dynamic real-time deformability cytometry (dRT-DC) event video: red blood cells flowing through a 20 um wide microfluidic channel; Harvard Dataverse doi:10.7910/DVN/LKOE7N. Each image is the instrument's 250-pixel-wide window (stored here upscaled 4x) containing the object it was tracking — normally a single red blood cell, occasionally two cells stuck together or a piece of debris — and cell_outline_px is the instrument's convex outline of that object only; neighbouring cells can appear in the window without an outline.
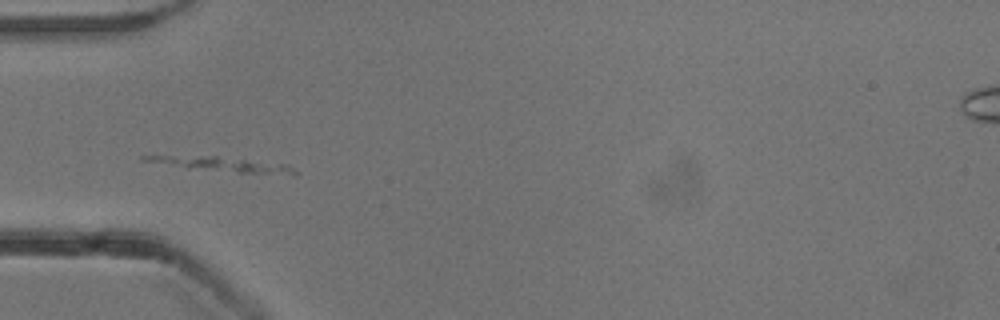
{"species": "common noctule bat (a hibernating species)", "species_latin": "Nyctalus noctula", "temperature_condition": "cold", "stored_images_in_passage": 21, "camera_frame_rate_fps": 3000, "um_per_image_px": 0.085, "animal": {"sex": "male", "body_mass_g": 13.3}, "frame": {"image": 1, "passage_image": 9, "time_ms": 2.667, "image_size_px": [1000, 320], "cell_outline_px": [[296, 176], [236, 172], [188, 168], [140, 160], [140, 156], [216, 156], [288, 164], [296, 172]], "centroid_in_image_um": [19.02, 13.98], "position_along_channel_um": 66.0, "area_um2": 12.66}}